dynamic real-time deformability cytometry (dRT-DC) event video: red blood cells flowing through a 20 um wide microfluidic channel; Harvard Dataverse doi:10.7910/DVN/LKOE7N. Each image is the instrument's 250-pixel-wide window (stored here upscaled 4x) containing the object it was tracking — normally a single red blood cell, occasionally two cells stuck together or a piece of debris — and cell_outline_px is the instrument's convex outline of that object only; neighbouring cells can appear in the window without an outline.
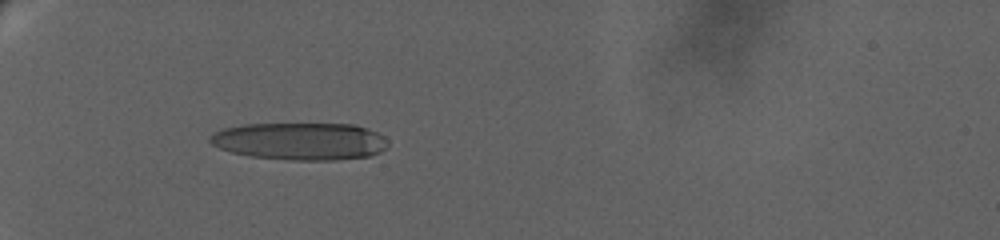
{"species": "human", "species_latin": "Homo sapiens", "temperature_condition": "warm", "stored_images_in_passage": 36, "camera_frame_rate_fps": 3000, "um_per_image_px": 0.085, "donor": {"sex": "female"}, "frame": {"image": 1, "passage_image": 35, "time_ms": 9.0, "image_size_px": [1000, 240], "cell_outline_px": [[388, 148], [372, 156], [336, 160], [292, 160], [252, 156], [232, 152], [220, 148], [212, 144], [208, 140], [208, 136], [212, 132], [224, 128], [244, 124], [352, 124], [376, 132], [384, 136], [388, 140]], "centroid_in_image_um": [25.52, 12.01], "position_along_channel_um": 59.5, "area_um2": 38.96}}